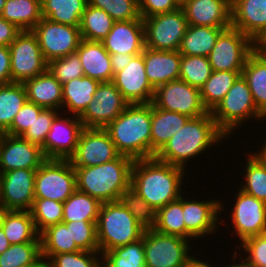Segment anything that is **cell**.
Listing matches in <instances>:
<instances>
[{
  "label": "cell",
  "instance_id": "cell-1",
  "mask_svg": "<svg viewBox=\"0 0 266 267\" xmlns=\"http://www.w3.org/2000/svg\"><path fill=\"white\" fill-rule=\"evenodd\" d=\"M185 170L156 157L134 160L130 187L158 210L180 198Z\"/></svg>",
  "mask_w": 266,
  "mask_h": 267
},
{
  "label": "cell",
  "instance_id": "cell-2",
  "mask_svg": "<svg viewBox=\"0 0 266 267\" xmlns=\"http://www.w3.org/2000/svg\"><path fill=\"white\" fill-rule=\"evenodd\" d=\"M227 140L219 129L210 112L189 118L184 126L175 133L155 157L163 162L186 169V162L205 153L209 147ZM213 145V146H212Z\"/></svg>",
  "mask_w": 266,
  "mask_h": 267
},
{
  "label": "cell",
  "instance_id": "cell-3",
  "mask_svg": "<svg viewBox=\"0 0 266 267\" xmlns=\"http://www.w3.org/2000/svg\"><path fill=\"white\" fill-rule=\"evenodd\" d=\"M120 155L151 158V103L129 104L104 128Z\"/></svg>",
  "mask_w": 266,
  "mask_h": 267
},
{
  "label": "cell",
  "instance_id": "cell-4",
  "mask_svg": "<svg viewBox=\"0 0 266 267\" xmlns=\"http://www.w3.org/2000/svg\"><path fill=\"white\" fill-rule=\"evenodd\" d=\"M134 160L119 155L116 159L91 167H74L76 189L87 193L100 203L119 201L131 185Z\"/></svg>",
  "mask_w": 266,
  "mask_h": 267
},
{
  "label": "cell",
  "instance_id": "cell-5",
  "mask_svg": "<svg viewBox=\"0 0 266 267\" xmlns=\"http://www.w3.org/2000/svg\"><path fill=\"white\" fill-rule=\"evenodd\" d=\"M96 229L101 254L138 240L145 231L120 201L101 204Z\"/></svg>",
  "mask_w": 266,
  "mask_h": 267
},
{
  "label": "cell",
  "instance_id": "cell-6",
  "mask_svg": "<svg viewBox=\"0 0 266 267\" xmlns=\"http://www.w3.org/2000/svg\"><path fill=\"white\" fill-rule=\"evenodd\" d=\"M219 129L229 135L251 118L265 120L266 117L257 109L247 81L240 75L224 98L210 112Z\"/></svg>",
  "mask_w": 266,
  "mask_h": 267
},
{
  "label": "cell",
  "instance_id": "cell-7",
  "mask_svg": "<svg viewBox=\"0 0 266 267\" xmlns=\"http://www.w3.org/2000/svg\"><path fill=\"white\" fill-rule=\"evenodd\" d=\"M76 190V173L69 159H46L36 170L35 198L64 203Z\"/></svg>",
  "mask_w": 266,
  "mask_h": 267
},
{
  "label": "cell",
  "instance_id": "cell-8",
  "mask_svg": "<svg viewBox=\"0 0 266 267\" xmlns=\"http://www.w3.org/2000/svg\"><path fill=\"white\" fill-rule=\"evenodd\" d=\"M189 240L163 234L154 229L144 231L146 267H187L193 258Z\"/></svg>",
  "mask_w": 266,
  "mask_h": 267
},
{
  "label": "cell",
  "instance_id": "cell-9",
  "mask_svg": "<svg viewBox=\"0 0 266 267\" xmlns=\"http://www.w3.org/2000/svg\"><path fill=\"white\" fill-rule=\"evenodd\" d=\"M255 42L232 26L224 29L208 55L212 71H242Z\"/></svg>",
  "mask_w": 266,
  "mask_h": 267
},
{
  "label": "cell",
  "instance_id": "cell-10",
  "mask_svg": "<svg viewBox=\"0 0 266 267\" xmlns=\"http://www.w3.org/2000/svg\"><path fill=\"white\" fill-rule=\"evenodd\" d=\"M145 47L179 51L188 23L182 7L143 19Z\"/></svg>",
  "mask_w": 266,
  "mask_h": 267
},
{
  "label": "cell",
  "instance_id": "cell-11",
  "mask_svg": "<svg viewBox=\"0 0 266 267\" xmlns=\"http://www.w3.org/2000/svg\"><path fill=\"white\" fill-rule=\"evenodd\" d=\"M152 105L159 109L187 115L190 118L208 113L202 103L200 89L181 79L155 88Z\"/></svg>",
  "mask_w": 266,
  "mask_h": 267
},
{
  "label": "cell",
  "instance_id": "cell-12",
  "mask_svg": "<svg viewBox=\"0 0 266 267\" xmlns=\"http://www.w3.org/2000/svg\"><path fill=\"white\" fill-rule=\"evenodd\" d=\"M12 82L24 83L47 70L38 40L32 31H22L9 45Z\"/></svg>",
  "mask_w": 266,
  "mask_h": 267
},
{
  "label": "cell",
  "instance_id": "cell-13",
  "mask_svg": "<svg viewBox=\"0 0 266 267\" xmlns=\"http://www.w3.org/2000/svg\"><path fill=\"white\" fill-rule=\"evenodd\" d=\"M31 31L47 62L76 52L81 41L79 27L53 22L44 17Z\"/></svg>",
  "mask_w": 266,
  "mask_h": 267
},
{
  "label": "cell",
  "instance_id": "cell-14",
  "mask_svg": "<svg viewBox=\"0 0 266 267\" xmlns=\"http://www.w3.org/2000/svg\"><path fill=\"white\" fill-rule=\"evenodd\" d=\"M129 105L111 82H101L84 113L79 117L84 128H105Z\"/></svg>",
  "mask_w": 266,
  "mask_h": 267
},
{
  "label": "cell",
  "instance_id": "cell-15",
  "mask_svg": "<svg viewBox=\"0 0 266 267\" xmlns=\"http://www.w3.org/2000/svg\"><path fill=\"white\" fill-rule=\"evenodd\" d=\"M120 154L103 128H84L75 153L69 158L73 167H91L116 159Z\"/></svg>",
  "mask_w": 266,
  "mask_h": 267
},
{
  "label": "cell",
  "instance_id": "cell-16",
  "mask_svg": "<svg viewBox=\"0 0 266 267\" xmlns=\"http://www.w3.org/2000/svg\"><path fill=\"white\" fill-rule=\"evenodd\" d=\"M235 204L231 208V223L234 235L240 244L253 236L266 232V203L238 189Z\"/></svg>",
  "mask_w": 266,
  "mask_h": 267
},
{
  "label": "cell",
  "instance_id": "cell-17",
  "mask_svg": "<svg viewBox=\"0 0 266 267\" xmlns=\"http://www.w3.org/2000/svg\"><path fill=\"white\" fill-rule=\"evenodd\" d=\"M37 169H18L0 173V202L8 210L30 211Z\"/></svg>",
  "mask_w": 266,
  "mask_h": 267
},
{
  "label": "cell",
  "instance_id": "cell-18",
  "mask_svg": "<svg viewBox=\"0 0 266 267\" xmlns=\"http://www.w3.org/2000/svg\"><path fill=\"white\" fill-rule=\"evenodd\" d=\"M46 160L42 148L21 136L0 134V173L38 169Z\"/></svg>",
  "mask_w": 266,
  "mask_h": 267
},
{
  "label": "cell",
  "instance_id": "cell-19",
  "mask_svg": "<svg viewBox=\"0 0 266 267\" xmlns=\"http://www.w3.org/2000/svg\"><path fill=\"white\" fill-rule=\"evenodd\" d=\"M84 126L77 116L63 117L59 114L52 123L44 145L41 147L46 159H69L76 151Z\"/></svg>",
  "mask_w": 266,
  "mask_h": 267
},
{
  "label": "cell",
  "instance_id": "cell-20",
  "mask_svg": "<svg viewBox=\"0 0 266 267\" xmlns=\"http://www.w3.org/2000/svg\"><path fill=\"white\" fill-rule=\"evenodd\" d=\"M112 82L129 104L152 103L155 89L145 72L143 52L134 56L122 71L115 73Z\"/></svg>",
  "mask_w": 266,
  "mask_h": 267
},
{
  "label": "cell",
  "instance_id": "cell-21",
  "mask_svg": "<svg viewBox=\"0 0 266 267\" xmlns=\"http://www.w3.org/2000/svg\"><path fill=\"white\" fill-rule=\"evenodd\" d=\"M222 204L218 200H185L183 196V220L186 230L194 237L201 238L205 235L208 236L215 234L219 221L220 212L224 211ZM217 224V225H216Z\"/></svg>",
  "mask_w": 266,
  "mask_h": 267
},
{
  "label": "cell",
  "instance_id": "cell-22",
  "mask_svg": "<svg viewBox=\"0 0 266 267\" xmlns=\"http://www.w3.org/2000/svg\"><path fill=\"white\" fill-rule=\"evenodd\" d=\"M101 42L109 54H141L145 48L143 19L115 21Z\"/></svg>",
  "mask_w": 266,
  "mask_h": 267
},
{
  "label": "cell",
  "instance_id": "cell-23",
  "mask_svg": "<svg viewBox=\"0 0 266 267\" xmlns=\"http://www.w3.org/2000/svg\"><path fill=\"white\" fill-rule=\"evenodd\" d=\"M181 7L188 25L231 26V0H186Z\"/></svg>",
  "mask_w": 266,
  "mask_h": 267
},
{
  "label": "cell",
  "instance_id": "cell-24",
  "mask_svg": "<svg viewBox=\"0 0 266 267\" xmlns=\"http://www.w3.org/2000/svg\"><path fill=\"white\" fill-rule=\"evenodd\" d=\"M231 26L256 43L266 32V0H231Z\"/></svg>",
  "mask_w": 266,
  "mask_h": 267
},
{
  "label": "cell",
  "instance_id": "cell-25",
  "mask_svg": "<svg viewBox=\"0 0 266 267\" xmlns=\"http://www.w3.org/2000/svg\"><path fill=\"white\" fill-rule=\"evenodd\" d=\"M143 57L148 81L154 89L179 79L181 65L179 51L153 50L145 47Z\"/></svg>",
  "mask_w": 266,
  "mask_h": 267
},
{
  "label": "cell",
  "instance_id": "cell-26",
  "mask_svg": "<svg viewBox=\"0 0 266 267\" xmlns=\"http://www.w3.org/2000/svg\"><path fill=\"white\" fill-rule=\"evenodd\" d=\"M84 75L101 82H111L114 74L109 52L101 41L81 39L76 50Z\"/></svg>",
  "mask_w": 266,
  "mask_h": 267
},
{
  "label": "cell",
  "instance_id": "cell-27",
  "mask_svg": "<svg viewBox=\"0 0 266 267\" xmlns=\"http://www.w3.org/2000/svg\"><path fill=\"white\" fill-rule=\"evenodd\" d=\"M27 101L44 109H62V84L46 70L41 75L26 80Z\"/></svg>",
  "mask_w": 266,
  "mask_h": 267
},
{
  "label": "cell",
  "instance_id": "cell-28",
  "mask_svg": "<svg viewBox=\"0 0 266 267\" xmlns=\"http://www.w3.org/2000/svg\"><path fill=\"white\" fill-rule=\"evenodd\" d=\"M187 115L156 108L151 103V158L184 126Z\"/></svg>",
  "mask_w": 266,
  "mask_h": 267
},
{
  "label": "cell",
  "instance_id": "cell-29",
  "mask_svg": "<svg viewBox=\"0 0 266 267\" xmlns=\"http://www.w3.org/2000/svg\"><path fill=\"white\" fill-rule=\"evenodd\" d=\"M99 84V81L86 76L64 83L62 85V109L66 108L67 114L71 112L73 116L80 117L93 100Z\"/></svg>",
  "mask_w": 266,
  "mask_h": 267
},
{
  "label": "cell",
  "instance_id": "cell-30",
  "mask_svg": "<svg viewBox=\"0 0 266 267\" xmlns=\"http://www.w3.org/2000/svg\"><path fill=\"white\" fill-rule=\"evenodd\" d=\"M241 75L247 81L257 109L266 117V55L255 49L247 58Z\"/></svg>",
  "mask_w": 266,
  "mask_h": 267
},
{
  "label": "cell",
  "instance_id": "cell-31",
  "mask_svg": "<svg viewBox=\"0 0 266 267\" xmlns=\"http://www.w3.org/2000/svg\"><path fill=\"white\" fill-rule=\"evenodd\" d=\"M2 229L9 243H41L30 211L8 210L2 224Z\"/></svg>",
  "mask_w": 266,
  "mask_h": 267
},
{
  "label": "cell",
  "instance_id": "cell-32",
  "mask_svg": "<svg viewBox=\"0 0 266 267\" xmlns=\"http://www.w3.org/2000/svg\"><path fill=\"white\" fill-rule=\"evenodd\" d=\"M228 27L188 25L179 48L181 55L208 57L219 34Z\"/></svg>",
  "mask_w": 266,
  "mask_h": 267
},
{
  "label": "cell",
  "instance_id": "cell-33",
  "mask_svg": "<svg viewBox=\"0 0 266 267\" xmlns=\"http://www.w3.org/2000/svg\"><path fill=\"white\" fill-rule=\"evenodd\" d=\"M1 17L22 31H31L42 19L41 0H6Z\"/></svg>",
  "mask_w": 266,
  "mask_h": 267
},
{
  "label": "cell",
  "instance_id": "cell-34",
  "mask_svg": "<svg viewBox=\"0 0 266 267\" xmlns=\"http://www.w3.org/2000/svg\"><path fill=\"white\" fill-rule=\"evenodd\" d=\"M88 0H41L42 17L50 21L80 26Z\"/></svg>",
  "mask_w": 266,
  "mask_h": 267
},
{
  "label": "cell",
  "instance_id": "cell-35",
  "mask_svg": "<svg viewBox=\"0 0 266 267\" xmlns=\"http://www.w3.org/2000/svg\"><path fill=\"white\" fill-rule=\"evenodd\" d=\"M41 256L48 261L53 255L80 251L63 222L48 226L40 233Z\"/></svg>",
  "mask_w": 266,
  "mask_h": 267
},
{
  "label": "cell",
  "instance_id": "cell-36",
  "mask_svg": "<svg viewBox=\"0 0 266 267\" xmlns=\"http://www.w3.org/2000/svg\"><path fill=\"white\" fill-rule=\"evenodd\" d=\"M26 101L27 93L23 83L0 85V134L10 128L14 117Z\"/></svg>",
  "mask_w": 266,
  "mask_h": 267
},
{
  "label": "cell",
  "instance_id": "cell-37",
  "mask_svg": "<svg viewBox=\"0 0 266 267\" xmlns=\"http://www.w3.org/2000/svg\"><path fill=\"white\" fill-rule=\"evenodd\" d=\"M155 231L179 236L187 240L195 239L185 227L183 220V195L157 210Z\"/></svg>",
  "mask_w": 266,
  "mask_h": 267
},
{
  "label": "cell",
  "instance_id": "cell-38",
  "mask_svg": "<svg viewBox=\"0 0 266 267\" xmlns=\"http://www.w3.org/2000/svg\"><path fill=\"white\" fill-rule=\"evenodd\" d=\"M241 73L242 71H212L200 88L202 103L208 112L219 104Z\"/></svg>",
  "mask_w": 266,
  "mask_h": 267
},
{
  "label": "cell",
  "instance_id": "cell-39",
  "mask_svg": "<svg viewBox=\"0 0 266 267\" xmlns=\"http://www.w3.org/2000/svg\"><path fill=\"white\" fill-rule=\"evenodd\" d=\"M101 204L94 197L76 189L63 203L62 222L98 221Z\"/></svg>",
  "mask_w": 266,
  "mask_h": 267
},
{
  "label": "cell",
  "instance_id": "cell-40",
  "mask_svg": "<svg viewBox=\"0 0 266 267\" xmlns=\"http://www.w3.org/2000/svg\"><path fill=\"white\" fill-rule=\"evenodd\" d=\"M114 22L104 10L87 4L79 26L81 39L102 41L112 29Z\"/></svg>",
  "mask_w": 266,
  "mask_h": 267
},
{
  "label": "cell",
  "instance_id": "cell-41",
  "mask_svg": "<svg viewBox=\"0 0 266 267\" xmlns=\"http://www.w3.org/2000/svg\"><path fill=\"white\" fill-rule=\"evenodd\" d=\"M102 260L105 267H146L144 233L134 242L103 253Z\"/></svg>",
  "mask_w": 266,
  "mask_h": 267
},
{
  "label": "cell",
  "instance_id": "cell-42",
  "mask_svg": "<svg viewBox=\"0 0 266 267\" xmlns=\"http://www.w3.org/2000/svg\"><path fill=\"white\" fill-rule=\"evenodd\" d=\"M244 173V181L239 187L244 193L254 196L266 203V162L255 153L248 154Z\"/></svg>",
  "mask_w": 266,
  "mask_h": 267
},
{
  "label": "cell",
  "instance_id": "cell-43",
  "mask_svg": "<svg viewBox=\"0 0 266 267\" xmlns=\"http://www.w3.org/2000/svg\"><path fill=\"white\" fill-rule=\"evenodd\" d=\"M119 201L129 210L136 221L146 230L153 229L156 224L155 210L134 189L129 187L120 196Z\"/></svg>",
  "mask_w": 266,
  "mask_h": 267
},
{
  "label": "cell",
  "instance_id": "cell-44",
  "mask_svg": "<svg viewBox=\"0 0 266 267\" xmlns=\"http://www.w3.org/2000/svg\"><path fill=\"white\" fill-rule=\"evenodd\" d=\"M212 73L208 57L181 55L179 79L191 86L201 88Z\"/></svg>",
  "mask_w": 266,
  "mask_h": 267
},
{
  "label": "cell",
  "instance_id": "cell-45",
  "mask_svg": "<svg viewBox=\"0 0 266 267\" xmlns=\"http://www.w3.org/2000/svg\"><path fill=\"white\" fill-rule=\"evenodd\" d=\"M30 213L37 231L41 233L48 226L62 222L63 203L50 199L35 198Z\"/></svg>",
  "mask_w": 266,
  "mask_h": 267
},
{
  "label": "cell",
  "instance_id": "cell-46",
  "mask_svg": "<svg viewBox=\"0 0 266 267\" xmlns=\"http://www.w3.org/2000/svg\"><path fill=\"white\" fill-rule=\"evenodd\" d=\"M41 257V243L12 244L0 254V267H22Z\"/></svg>",
  "mask_w": 266,
  "mask_h": 267
},
{
  "label": "cell",
  "instance_id": "cell-47",
  "mask_svg": "<svg viewBox=\"0 0 266 267\" xmlns=\"http://www.w3.org/2000/svg\"><path fill=\"white\" fill-rule=\"evenodd\" d=\"M88 4L104 10L114 21L142 19L138 0H88Z\"/></svg>",
  "mask_w": 266,
  "mask_h": 267
},
{
  "label": "cell",
  "instance_id": "cell-48",
  "mask_svg": "<svg viewBox=\"0 0 266 267\" xmlns=\"http://www.w3.org/2000/svg\"><path fill=\"white\" fill-rule=\"evenodd\" d=\"M101 259L102 254L99 251L80 250L53 255L47 261V267H100L102 265Z\"/></svg>",
  "mask_w": 266,
  "mask_h": 267
},
{
  "label": "cell",
  "instance_id": "cell-49",
  "mask_svg": "<svg viewBox=\"0 0 266 267\" xmlns=\"http://www.w3.org/2000/svg\"><path fill=\"white\" fill-rule=\"evenodd\" d=\"M47 70L62 85L72 79L85 76L77 52L50 60L47 65Z\"/></svg>",
  "mask_w": 266,
  "mask_h": 267
},
{
  "label": "cell",
  "instance_id": "cell-50",
  "mask_svg": "<svg viewBox=\"0 0 266 267\" xmlns=\"http://www.w3.org/2000/svg\"><path fill=\"white\" fill-rule=\"evenodd\" d=\"M70 227L72 240L80 250L99 251L97 242V221L63 222Z\"/></svg>",
  "mask_w": 266,
  "mask_h": 267
},
{
  "label": "cell",
  "instance_id": "cell-51",
  "mask_svg": "<svg viewBox=\"0 0 266 267\" xmlns=\"http://www.w3.org/2000/svg\"><path fill=\"white\" fill-rule=\"evenodd\" d=\"M58 112L60 113L58 110L44 109L21 137L42 147Z\"/></svg>",
  "mask_w": 266,
  "mask_h": 267
},
{
  "label": "cell",
  "instance_id": "cell-52",
  "mask_svg": "<svg viewBox=\"0 0 266 267\" xmlns=\"http://www.w3.org/2000/svg\"><path fill=\"white\" fill-rule=\"evenodd\" d=\"M43 110L44 108L39 105L26 101L21 110L14 117L10 128L5 132V134L11 136H22Z\"/></svg>",
  "mask_w": 266,
  "mask_h": 267
},
{
  "label": "cell",
  "instance_id": "cell-53",
  "mask_svg": "<svg viewBox=\"0 0 266 267\" xmlns=\"http://www.w3.org/2000/svg\"><path fill=\"white\" fill-rule=\"evenodd\" d=\"M238 248H243L248 256L243 259L253 267H266V232L245 239Z\"/></svg>",
  "mask_w": 266,
  "mask_h": 267
},
{
  "label": "cell",
  "instance_id": "cell-54",
  "mask_svg": "<svg viewBox=\"0 0 266 267\" xmlns=\"http://www.w3.org/2000/svg\"><path fill=\"white\" fill-rule=\"evenodd\" d=\"M138 2L142 19L172 12L181 7L176 0H138Z\"/></svg>",
  "mask_w": 266,
  "mask_h": 267
},
{
  "label": "cell",
  "instance_id": "cell-55",
  "mask_svg": "<svg viewBox=\"0 0 266 267\" xmlns=\"http://www.w3.org/2000/svg\"><path fill=\"white\" fill-rule=\"evenodd\" d=\"M22 32L15 24L0 17V46H7Z\"/></svg>",
  "mask_w": 266,
  "mask_h": 267
},
{
  "label": "cell",
  "instance_id": "cell-56",
  "mask_svg": "<svg viewBox=\"0 0 266 267\" xmlns=\"http://www.w3.org/2000/svg\"><path fill=\"white\" fill-rule=\"evenodd\" d=\"M12 82L10 51L7 46H0V85Z\"/></svg>",
  "mask_w": 266,
  "mask_h": 267
},
{
  "label": "cell",
  "instance_id": "cell-57",
  "mask_svg": "<svg viewBox=\"0 0 266 267\" xmlns=\"http://www.w3.org/2000/svg\"><path fill=\"white\" fill-rule=\"evenodd\" d=\"M139 54H110L111 59V67L113 70V74L122 71L131 61V59Z\"/></svg>",
  "mask_w": 266,
  "mask_h": 267
},
{
  "label": "cell",
  "instance_id": "cell-58",
  "mask_svg": "<svg viewBox=\"0 0 266 267\" xmlns=\"http://www.w3.org/2000/svg\"><path fill=\"white\" fill-rule=\"evenodd\" d=\"M10 245L11 244L6 238L3 229L0 228V254H2L6 249H8Z\"/></svg>",
  "mask_w": 266,
  "mask_h": 267
},
{
  "label": "cell",
  "instance_id": "cell-59",
  "mask_svg": "<svg viewBox=\"0 0 266 267\" xmlns=\"http://www.w3.org/2000/svg\"><path fill=\"white\" fill-rule=\"evenodd\" d=\"M256 49L266 55V32L261 36V38L255 43Z\"/></svg>",
  "mask_w": 266,
  "mask_h": 267
},
{
  "label": "cell",
  "instance_id": "cell-60",
  "mask_svg": "<svg viewBox=\"0 0 266 267\" xmlns=\"http://www.w3.org/2000/svg\"><path fill=\"white\" fill-rule=\"evenodd\" d=\"M187 267H213V266L208 264V261L204 262L202 260H198V258H195L193 256V258L189 261Z\"/></svg>",
  "mask_w": 266,
  "mask_h": 267
},
{
  "label": "cell",
  "instance_id": "cell-61",
  "mask_svg": "<svg viewBox=\"0 0 266 267\" xmlns=\"http://www.w3.org/2000/svg\"><path fill=\"white\" fill-rule=\"evenodd\" d=\"M22 267H47V261L41 256L35 263Z\"/></svg>",
  "mask_w": 266,
  "mask_h": 267
},
{
  "label": "cell",
  "instance_id": "cell-62",
  "mask_svg": "<svg viewBox=\"0 0 266 267\" xmlns=\"http://www.w3.org/2000/svg\"><path fill=\"white\" fill-rule=\"evenodd\" d=\"M265 143L263 146H261V149L259 148L260 151H255V154L262 159L264 162H266V140H264Z\"/></svg>",
  "mask_w": 266,
  "mask_h": 267
},
{
  "label": "cell",
  "instance_id": "cell-63",
  "mask_svg": "<svg viewBox=\"0 0 266 267\" xmlns=\"http://www.w3.org/2000/svg\"><path fill=\"white\" fill-rule=\"evenodd\" d=\"M8 209L0 202V228H2L4 217Z\"/></svg>",
  "mask_w": 266,
  "mask_h": 267
},
{
  "label": "cell",
  "instance_id": "cell-64",
  "mask_svg": "<svg viewBox=\"0 0 266 267\" xmlns=\"http://www.w3.org/2000/svg\"><path fill=\"white\" fill-rule=\"evenodd\" d=\"M240 262L238 261V263H236V264H232V265L228 264L227 266H223V267H253L252 265L247 263L244 259H242Z\"/></svg>",
  "mask_w": 266,
  "mask_h": 267
},
{
  "label": "cell",
  "instance_id": "cell-65",
  "mask_svg": "<svg viewBox=\"0 0 266 267\" xmlns=\"http://www.w3.org/2000/svg\"><path fill=\"white\" fill-rule=\"evenodd\" d=\"M5 2H6V0H0V17H1L2 11H3V7L5 6Z\"/></svg>",
  "mask_w": 266,
  "mask_h": 267
},
{
  "label": "cell",
  "instance_id": "cell-66",
  "mask_svg": "<svg viewBox=\"0 0 266 267\" xmlns=\"http://www.w3.org/2000/svg\"><path fill=\"white\" fill-rule=\"evenodd\" d=\"M186 0H176V2L181 6Z\"/></svg>",
  "mask_w": 266,
  "mask_h": 267
}]
</instances>
